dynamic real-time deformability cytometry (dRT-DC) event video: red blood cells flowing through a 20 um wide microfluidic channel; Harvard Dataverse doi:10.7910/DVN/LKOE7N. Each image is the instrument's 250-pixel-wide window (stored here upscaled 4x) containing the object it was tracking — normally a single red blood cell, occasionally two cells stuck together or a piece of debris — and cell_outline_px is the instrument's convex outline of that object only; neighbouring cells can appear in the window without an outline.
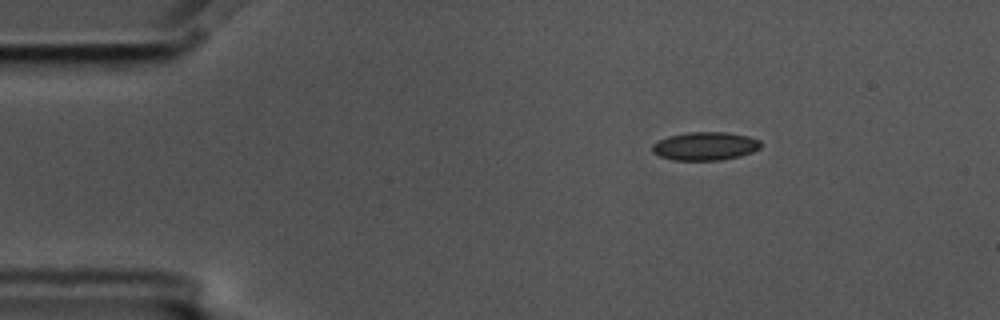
{"species": "common noctule bat (a hibernating species)", "species_latin": "Nyctalus noctula", "temperature_condition": "cold", "stored_images_in_passage": 48, "camera_frame_rate_fps": 3000, "um_per_image_px": 0.085, "animal": {"sex": "male", "body_mass_g": 17.5, "forearm_length_mm": 52.3}, "frame": {"image": 1, "passage_image": 1, "time_ms": 0.0, "image_size_px": [1000, 320], "cell_outline_px": [[760, 148], [752, 152], [740, 156], [720, 160], [672, 160], [660, 156], [652, 152], [652, 144], [668, 136], [688, 132], [728, 132], [748, 136], [760, 140]], "centroid_in_image_um": [59.93, 12.42], "position_along_channel_um": 25.1, "area_um2": 17.92}}
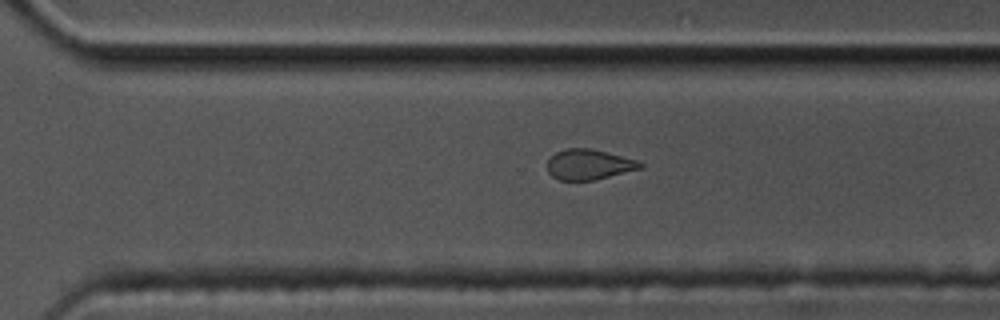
{"frame": {"image": 2, "passage_image": 31, "time_ms": 10.0, "image_size_px": [1000, 320], "cell_outline_px": [[644, 168], [592, 180], [560, 180], [552, 176], [548, 172], [548, 160], [556, 152], [564, 148], [588, 148], [608, 152], [636, 160], [644, 164]], "centroid_in_image_um": [50.06, 13.97], "position_along_channel_um": 320.5, "area_um2": 16.36}}
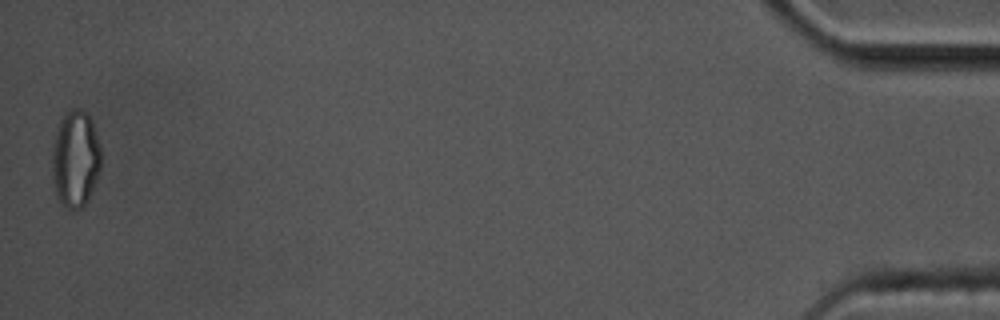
{"frame": {"image": 3, "passage_image": 48, "time_ms": 15.667, "image_size_px": [1000, 320], "cell_outline_px": [[100, 168], [88, 200], [80, 208], [68, 208], [60, 204], [56, 196], [52, 176], [52, 144], [60, 120], [64, 112], [72, 108], [80, 108], [92, 120], [100, 148]], "centroid_in_image_um": [6.38, 13.49], "position_along_channel_um": 428.8, "area_um2": 27.63}, "authors_computed_cell_mechanics": {"area_um2": 17.7735, "velocity_mm_per_s": 3.5831, "shape_relaxation_time_tau1_ms": null, "shape_relaxation_time_tau2_ms": 2.5622, "deformation_change_tau1": null, "deformation_change_tau2": 0.0782}}